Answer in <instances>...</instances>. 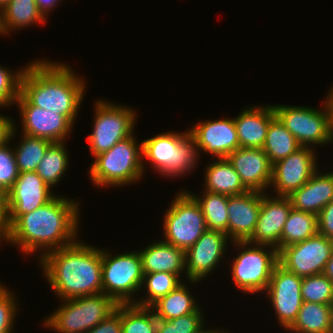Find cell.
Listing matches in <instances>:
<instances>
[{
	"mask_svg": "<svg viewBox=\"0 0 333 333\" xmlns=\"http://www.w3.org/2000/svg\"><path fill=\"white\" fill-rule=\"evenodd\" d=\"M56 195L36 172H21L5 195L6 225L9 228L21 215L51 201Z\"/></svg>",
	"mask_w": 333,
	"mask_h": 333,
	"instance_id": "14",
	"label": "cell"
},
{
	"mask_svg": "<svg viewBox=\"0 0 333 333\" xmlns=\"http://www.w3.org/2000/svg\"><path fill=\"white\" fill-rule=\"evenodd\" d=\"M79 76L63 62L33 60L25 66L20 93L32 105L59 113L74 125L87 87Z\"/></svg>",
	"mask_w": 333,
	"mask_h": 333,
	"instance_id": "2",
	"label": "cell"
},
{
	"mask_svg": "<svg viewBox=\"0 0 333 333\" xmlns=\"http://www.w3.org/2000/svg\"><path fill=\"white\" fill-rule=\"evenodd\" d=\"M10 3V0H0V10H4L5 7Z\"/></svg>",
	"mask_w": 333,
	"mask_h": 333,
	"instance_id": "49",
	"label": "cell"
},
{
	"mask_svg": "<svg viewBox=\"0 0 333 333\" xmlns=\"http://www.w3.org/2000/svg\"><path fill=\"white\" fill-rule=\"evenodd\" d=\"M46 21L35 0H10L2 10V25L6 36L12 30L26 29L40 23L43 25Z\"/></svg>",
	"mask_w": 333,
	"mask_h": 333,
	"instance_id": "27",
	"label": "cell"
},
{
	"mask_svg": "<svg viewBox=\"0 0 333 333\" xmlns=\"http://www.w3.org/2000/svg\"><path fill=\"white\" fill-rule=\"evenodd\" d=\"M107 250L102 248V293L117 304L134 303L144 277L139 251L112 255Z\"/></svg>",
	"mask_w": 333,
	"mask_h": 333,
	"instance_id": "9",
	"label": "cell"
},
{
	"mask_svg": "<svg viewBox=\"0 0 333 333\" xmlns=\"http://www.w3.org/2000/svg\"><path fill=\"white\" fill-rule=\"evenodd\" d=\"M114 103V104H113ZM107 101L96 100L93 115L92 133L86 140L89 152L97 156L110 150L121 141L134 133L138 114L132 107Z\"/></svg>",
	"mask_w": 333,
	"mask_h": 333,
	"instance_id": "10",
	"label": "cell"
},
{
	"mask_svg": "<svg viewBox=\"0 0 333 333\" xmlns=\"http://www.w3.org/2000/svg\"><path fill=\"white\" fill-rule=\"evenodd\" d=\"M158 319L150 307L121 304L122 333H157Z\"/></svg>",
	"mask_w": 333,
	"mask_h": 333,
	"instance_id": "35",
	"label": "cell"
},
{
	"mask_svg": "<svg viewBox=\"0 0 333 333\" xmlns=\"http://www.w3.org/2000/svg\"><path fill=\"white\" fill-rule=\"evenodd\" d=\"M65 145V142L52 143L35 171L51 189L60 183L69 168L70 158Z\"/></svg>",
	"mask_w": 333,
	"mask_h": 333,
	"instance_id": "32",
	"label": "cell"
},
{
	"mask_svg": "<svg viewBox=\"0 0 333 333\" xmlns=\"http://www.w3.org/2000/svg\"><path fill=\"white\" fill-rule=\"evenodd\" d=\"M187 192L200 205L207 229L222 231L228 237V196L204 190L201 195Z\"/></svg>",
	"mask_w": 333,
	"mask_h": 333,
	"instance_id": "30",
	"label": "cell"
},
{
	"mask_svg": "<svg viewBox=\"0 0 333 333\" xmlns=\"http://www.w3.org/2000/svg\"><path fill=\"white\" fill-rule=\"evenodd\" d=\"M37 260L59 300L102 293V248L77 239Z\"/></svg>",
	"mask_w": 333,
	"mask_h": 333,
	"instance_id": "3",
	"label": "cell"
},
{
	"mask_svg": "<svg viewBox=\"0 0 333 333\" xmlns=\"http://www.w3.org/2000/svg\"><path fill=\"white\" fill-rule=\"evenodd\" d=\"M182 283L181 277L168 272L144 274L141 289L143 288L142 292L147 291L146 295L141 297V299L138 296L139 300L136 299L133 304L141 307H150L158 299L166 296Z\"/></svg>",
	"mask_w": 333,
	"mask_h": 333,
	"instance_id": "33",
	"label": "cell"
},
{
	"mask_svg": "<svg viewBox=\"0 0 333 333\" xmlns=\"http://www.w3.org/2000/svg\"><path fill=\"white\" fill-rule=\"evenodd\" d=\"M0 35L5 36V32H4L3 25H2V11L1 10H0Z\"/></svg>",
	"mask_w": 333,
	"mask_h": 333,
	"instance_id": "50",
	"label": "cell"
},
{
	"mask_svg": "<svg viewBox=\"0 0 333 333\" xmlns=\"http://www.w3.org/2000/svg\"><path fill=\"white\" fill-rule=\"evenodd\" d=\"M229 241L226 233L207 229L194 245L185 251V274L189 284H197L216 271L225 252L227 253Z\"/></svg>",
	"mask_w": 333,
	"mask_h": 333,
	"instance_id": "15",
	"label": "cell"
},
{
	"mask_svg": "<svg viewBox=\"0 0 333 333\" xmlns=\"http://www.w3.org/2000/svg\"><path fill=\"white\" fill-rule=\"evenodd\" d=\"M87 333H122L121 304H118L108 317L90 329Z\"/></svg>",
	"mask_w": 333,
	"mask_h": 333,
	"instance_id": "41",
	"label": "cell"
},
{
	"mask_svg": "<svg viewBox=\"0 0 333 333\" xmlns=\"http://www.w3.org/2000/svg\"><path fill=\"white\" fill-rule=\"evenodd\" d=\"M292 209L289 197L262 193L259 217L252 236L247 240L254 245L270 246L280 250V239L285 222Z\"/></svg>",
	"mask_w": 333,
	"mask_h": 333,
	"instance_id": "19",
	"label": "cell"
},
{
	"mask_svg": "<svg viewBox=\"0 0 333 333\" xmlns=\"http://www.w3.org/2000/svg\"><path fill=\"white\" fill-rule=\"evenodd\" d=\"M226 158L248 191L267 192L272 181L273 165L262 148L239 147Z\"/></svg>",
	"mask_w": 333,
	"mask_h": 333,
	"instance_id": "20",
	"label": "cell"
},
{
	"mask_svg": "<svg viewBox=\"0 0 333 333\" xmlns=\"http://www.w3.org/2000/svg\"><path fill=\"white\" fill-rule=\"evenodd\" d=\"M0 65V106L10 108L8 106H14L17 98L20 94V80L25 70V66L15 69L4 68Z\"/></svg>",
	"mask_w": 333,
	"mask_h": 333,
	"instance_id": "39",
	"label": "cell"
},
{
	"mask_svg": "<svg viewBox=\"0 0 333 333\" xmlns=\"http://www.w3.org/2000/svg\"><path fill=\"white\" fill-rule=\"evenodd\" d=\"M303 302L330 305L333 302V282L324 274L302 278Z\"/></svg>",
	"mask_w": 333,
	"mask_h": 333,
	"instance_id": "36",
	"label": "cell"
},
{
	"mask_svg": "<svg viewBox=\"0 0 333 333\" xmlns=\"http://www.w3.org/2000/svg\"><path fill=\"white\" fill-rule=\"evenodd\" d=\"M57 310L45 317L42 325L57 333H87L118 305L110 296L103 293L60 300Z\"/></svg>",
	"mask_w": 333,
	"mask_h": 333,
	"instance_id": "6",
	"label": "cell"
},
{
	"mask_svg": "<svg viewBox=\"0 0 333 333\" xmlns=\"http://www.w3.org/2000/svg\"><path fill=\"white\" fill-rule=\"evenodd\" d=\"M318 234L333 241V200L318 214Z\"/></svg>",
	"mask_w": 333,
	"mask_h": 333,
	"instance_id": "42",
	"label": "cell"
},
{
	"mask_svg": "<svg viewBox=\"0 0 333 333\" xmlns=\"http://www.w3.org/2000/svg\"><path fill=\"white\" fill-rule=\"evenodd\" d=\"M301 147L296 138L277 117L270 122L262 149L272 165Z\"/></svg>",
	"mask_w": 333,
	"mask_h": 333,
	"instance_id": "29",
	"label": "cell"
},
{
	"mask_svg": "<svg viewBox=\"0 0 333 333\" xmlns=\"http://www.w3.org/2000/svg\"><path fill=\"white\" fill-rule=\"evenodd\" d=\"M318 234V215L291 209L284 224L280 249L302 242Z\"/></svg>",
	"mask_w": 333,
	"mask_h": 333,
	"instance_id": "31",
	"label": "cell"
},
{
	"mask_svg": "<svg viewBox=\"0 0 333 333\" xmlns=\"http://www.w3.org/2000/svg\"><path fill=\"white\" fill-rule=\"evenodd\" d=\"M134 135L118 141L110 150L94 157L88 170L93 185L121 188L142 180L147 164L142 159V142L138 143Z\"/></svg>",
	"mask_w": 333,
	"mask_h": 333,
	"instance_id": "4",
	"label": "cell"
},
{
	"mask_svg": "<svg viewBox=\"0 0 333 333\" xmlns=\"http://www.w3.org/2000/svg\"><path fill=\"white\" fill-rule=\"evenodd\" d=\"M0 282V333H13L17 318V297Z\"/></svg>",
	"mask_w": 333,
	"mask_h": 333,
	"instance_id": "40",
	"label": "cell"
},
{
	"mask_svg": "<svg viewBox=\"0 0 333 333\" xmlns=\"http://www.w3.org/2000/svg\"><path fill=\"white\" fill-rule=\"evenodd\" d=\"M313 147H301L296 152L273 164L271 195L289 197L300 189L319 169ZM317 156V157H316ZM272 186V187H271Z\"/></svg>",
	"mask_w": 333,
	"mask_h": 333,
	"instance_id": "16",
	"label": "cell"
},
{
	"mask_svg": "<svg viewBox=\"0 0 333 333\" xmlns=\"http://www.w3.org/2000/svg\"><path fill=\"white\" fill-rule=\"evenodd\" d=\"M204 333H229V331L227 332L226 330H224L223 329V331H222V329L221 330H219V329H217V328H215V329H210V328H208V330L206 331V332H204Z\"/></svg>",
	"mask_w": 333,
	"mask_h": 333,
	"instance_id": "48",
	"label": "cell"
},
{
	"mask_svg": "<svg viewBox=\"0 0 333 333\" xmlns=\"http://www.w3.org/2000/svg\"><path fill=\"white\" fill-rule=\"evenodd\" d=\"M15 105L19 108L21 133L51 141L66 142L73 124L63 115L32 105L21 93Z\"/></svg>",
	"mask_w": 333,
	"mask_h": 333,
	"instance_id": "17",
	"label": "cell"
},
{
	"mask_svg": "<svg viewBox=\"0 0 333 333\" xmlns=\"http://www.w3.org/2000/svg\"><path fill=\"white\" fill-rule=\"evenodd\" d=\"M328 103L330 104L331 110H332V137H333V86L330 87V90L328 91L327 95H325Z\"/></svg>",
	"mask_w": 333,
	"mask_h": 333,
	"instance_id": "47",
	"label": "cell"
},
{
	"mask_svg": "<svg viewBox=\"0 0 333 333\" xmlns=\"http://www.w3.org/2000/svg\"><path fill=\"white\" fill-rule=\"evenodd\" d=\"M200 308L195 313L171 320H158L157 333H204L205 315Z\"/></svg>",
	"mask_w": 333,
	"mask_h": 333,
	"instance_id": "38",
	"label": "cell"
},
{
	"mask_svg": "<svg viewBox=\"0 0 333 333\" xmlns=\"http://www.w3.org/2000/svg\"><path fill=\"white\" fill-rule=\"evenodd\" d=\"M20 137V143L13 148L18 171L35 172L52 142L26 134H21Z\"/></svg>",
	"mask_w": 333,
	"mask_h": 333,
	"instance_id": "34",
	"label": "cell"
},
{
	"mask_svg": "<svg viewBox=\"0 0 333 333\" xmlns=\"http://www.w3.org/2000/svg\"><path fill=\"white\" fill-rule=\"evenodd\" d=\"M232 244L235 251L239 250L238 255L232 259L230 271L235 288L249 294L265 292L278 264V250L248 241H234Z\"/></svg>",
	"mask_w": 333,
	"mask_h": 333,
	"instance_id": "7",
	"label": "cell"
},
{
	"mask_svg": "<svg viewBox=\"0 0 333 333\" xmlns=\"http://www.w3.org/2000/svg\"><path fill=\"white\" fill-rule=\"evenodd\" d=\"M190 287L183 282L169 294L158 299L150 308L158 320H171L197 312L201 306L190 292Z\"/></svg>",
	"mask_w": 333,
	"mask_h": 333,
	"instance_id": "26",
	"label": "cell"
},
{
	"mask_svg": "<svg viewBox=\"0 0 333 333\" xmlns=\"http://www.w3.org/2000/svg\"><path fill=\"white\" fill-rule=\"evenodd\" d=\"M143 273L168 272L179 277L186 273L185 270V251L175 247L163 240H155L146 248L138 250Z\"/></svg>",
	"mask_w": 333,
	"mask_h": 333,
	"instance_id": "24",
	"label": "cell"
},
{
	"mask_svg": "<svg viewBox=\"0 0 333 333\" xmlns=\"http://www.w3.org/2000/svg\"><path fill=\"white\" fill-rule=\"evenodd\" d=\"M180 191L165 211L162 231L164 242L186 251L207 230V226L197 201L186 190Z\"/></svg>",
	"mask_w": 333,
	"mask_h": 333,
	"instance_id": "11",
	"label": "cell"
},
{
	"mask_svg": "<svg viewBox=\"0 0 333 333\" xmlns=\"http://www.w3.org/2000/svg\"><path fill=\"white\" fill-rule=\"evenodd\" d=\"M261 202L262 193L257 191L228 196V238L231 242L247 241L252 236Z\"/></svg>",
	"mask_w": 333,
	"mask_h": 333,
	"instance_id": "21",
	"label": "cell"
},
{
	"mask_svg": "<svg viewBox=\"0 0 333 333\" xmlns=\"http://www.w3.org/2000/svg\"><path fill=\"white\" fill-rule=\"evenodd\" d=\"M65 196L56 195L45 205L21 215L8 228L5 243L16 245L25 255L42 250L39 259L51 251L75 243L81 223L80 201Z\"/></svg>",
	"mask_w": 333,
	"mask_h": 333,
	"instance_id": "1",
	"label": "cell"
},
{
	"mask_svg": "<svg viewBox=\"0 0 333 333\" xmlns=\"http://www.w3.org/2000/svg\"><path fill=\"white\" fill-rule=\"evenodd\" d=\"M276 117L272 105L247 106L235 116L237 136L242 148H262L270 122Z\"/></svg>",
	"mask_w": 333,
	"mask_h": 333,
	"instance_id": "22",
	"label": "cell"
},
{
	"mask_svg": "<svg viewBox=\"0 0 333 333\" xmlns=\"http://www.w3.org/2000/svg\"><path fill=\"white\" fill-rule=\"evenodd\" d=\"M330 312H331V328L333 333V302L330 304Z\"/></svg>",
	"mask_w": 333,
	"mask_h": 333,
	"instance_id": "51",
	"label": "cell"
},
{
	"mask_svg": "<svg viewBox=\"0 0 333 333\" xmlns=\"http://www.w3.org/2000/svg\"><path fill=\"white\" fill-rule=\"evenodd\" d=\"M319 171L289 196L293 209L318 215L333 200V171Z\"/></svg>",
	"mask_w": 333,
	"mask_h": 333,
	"instance_id": "23",
	"label": "cell"
},
{
	"mask_svg": "<svg viewBox=\"0 0 333 333\" xmlns=\"http://www.w3.org/2000/svg\"><path fill=\"white\" fill-rule=\"evenodd\" d=\"M323 274L326 275L333 282V251L330 256V259L325 265Z\"/></svg>",
	"mask_w": 333,
	"mask_h": 333,
	"instance_id": "46",
	"label": "cell"
},
{
	"mask_svg": "<svg viewBox=\"0 0 333 333\" xmlns=\"http://www.w3.org/2000/svg\"><path fill=\"white\" fill-rule=\"evenodd\" d=\"M17 127L14 121L9 141L0 146V193L4 197L12 189L19 175L14 149L10 144L11 140L16 137Z\"/></svg>",
	"mask_w": 333,
	"mask_h": 333,
	"instance_id": "37",
	"label": "cell"
},
{
	"mask_svg": "<svg viewBox=\"0 0 333 333\" xmlns=\"http://www.w3.org/2000/svg\"><path fill=\"white\" fill-rule=\"evenodd\" d=\"M196 142L185 132H164L142 141V159L162 177L178 178L193 171L199 162ZM193 169V170H192Z\"/></svg>",
	"mask_w": 333,
	"mask_h": 333,
	"instance_id": "5",
	"label": "cell"
},
{
	"mask_svg": "<svg viewBox=\"0 0 333 333\" xmlns=\"http://www.w3.org/2000/svg\"><path fill=\"white\" fill-rule=\"evenodd\" d=\"M301 283L302 277L286 270L278 263L265 291L274 309L277 323L285 330L296 320L302 306Z\"/></svg>",
	"mask_w": 333,
	"mask_h": 333,
	"instance_id": "13",
	"label": "cell"
},
{
	"mask_svg": "<svg viewBox=\"0 0 333 333\" xmlns=\"http://www.w3.org/2000/svg\"><path fill=\"white\" fill-rule=\"evenodd\" d=\"M188 130L196 142L197 150L212 154L215 158H226L240 147L233 117L199 120Z\"/></svg>",
	"mask_w": 333,
	"mask_h": 333,
	"instance_id": "18",
	"label": "cell"
},
{
	"mask_svg": "<svg viewBox=\"0 0 333 333\" xmlns=\"http://www.w3.org/2000/svg\"><path fill=\"white\" fill-rule=\"evenodd\" d=\"M333 251V241L316 234L278 251V263L299 277L323 274Z\"/></svg>",
	"mask_w": 333,
	"mask_h": 333,
	"instance_id": "12",
	"label": "cell"
},
{
	"mask_svg": "<svg viewBox=\"0 0 333 333\" xmlns=\"http://www.w3.org/2000/svg\"><path fill=\"white\" fill-rule=\"evenodd\" d=\"M204 191L235 196L248 190L227 158H215L205 168Z\"/></svg>",
	"mask_w": 333,
	"mask_h": 333,
	"instance_id": "25",
	"label": "cell"
},
{
	"mask_svg": "<svg viewBox=\"0 0 333 333\" xmlns=\"http://www.w3.org/2000/svg\"><path fill=\"white\" fill-rule=\"evenodd\" d=\"M322 109L309 106L272 105L276 117L302 147L324 146L333 142L332 110L325 96ZM317 144V145H316ZM313 145V146H312Z\"/></svg>",
	"mask_w": 333,
	"mask_h": 333,
	"instance_id": "8",
	"label": "cell"
},
{
	"mask_svg": "<svg viewBox=\"0 0 333 333\" xmlns=\"http://www.w3.org/2000/svg\"><path fill=\"white\" fill-rule=\"evenodd\" d=\"M286 331L289 333H332L330 305L303 302L296 320Z\"/></svg>",
	"mask_w": 333,
	"mask_h": 333,
	"instance_id": "28",
	"label": "cell"
},
{
	"mask_svg": "<svg viewBox=\"0 0 333 333\" xmlns=\"http://www.w3.org/2000/svg\"><path fill=\"white\" fill-rule=\"evenodd\" d=\"M1 108L4 109V107L0 106V109ZM13 127H14L13 118L5 116L0 112V146L9 141Z\"/></svg>",
	"mask_w": 333,
	"mask_h": 333,
	"instance_id": "43",
	"label": "cell"
},
{
	"mask_svg": "<svg viewBox=\"0 0 333 333\" xmlns=\"http://www.w3.org/2000/svg\"><path fill=\"white\" fill-rule=\"evenodd\" d=\"M8 228L6 225L4 196L0 193V243L6 240Z\"/></svg>",
	"mask_w": 333,
	"mask_h": 333,
	"instance_id": "45",
	"label": "cell"
},
{
	"mask_svg": "<svg viewBox=\"0 0 333 333\" xmlns=\"http://www.w3.org/2000/svg\"><path fill=\"white\" fill-rule=\"evenodd\" d=\"M39 11L47 19L49 13H52L54 8L58 7L62 0H35Z\"/></svg>",
	"mask_w": 333,
	"mask_h": 333,
	"instance_id": "44",
	"label": "cell"
}]
</instances>
